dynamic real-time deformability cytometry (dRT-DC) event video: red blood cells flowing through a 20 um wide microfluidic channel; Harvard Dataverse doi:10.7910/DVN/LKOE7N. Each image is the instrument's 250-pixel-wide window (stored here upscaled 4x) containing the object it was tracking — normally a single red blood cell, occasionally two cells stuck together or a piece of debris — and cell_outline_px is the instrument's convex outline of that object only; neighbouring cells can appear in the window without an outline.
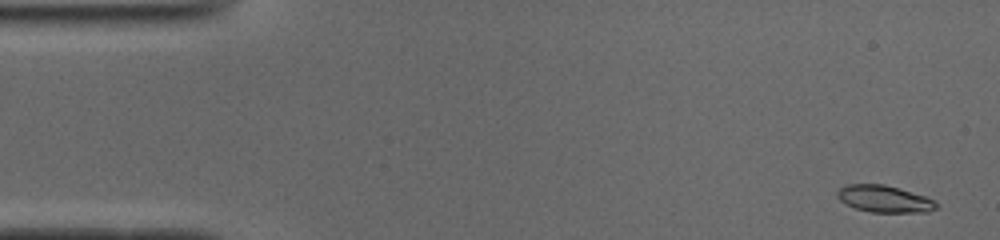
{"species": "common noctule bat (a hibernating species)", "species_latin": "Nyctalus noctula", "temperature_condition": "cold", "stored_images_in_passage": 51, "camera_frame_rate_fps": 3000, "um_per_image_px": 0.085, "animal": {"sex": "male", "body_mass_g": 19.0, "forearm_length_mm": 50.8}, "frame": {"image": 1, "passage_image": 1, "time_ms": 0.0, "image_size_px": [1000, 240], "cell_outline_px": [[936, 208], [928, 212], [872, 212], [856, 208], [844, 204], [836, 196], [836, 192], [840, 188], [848, 184], [884, 184], [924, 196], [932, 200], [936, 204]], "centroid_in_image_um": [75.1, 16.9], "position_along_channel_um": 9.9, "area_um2": 15.32}}
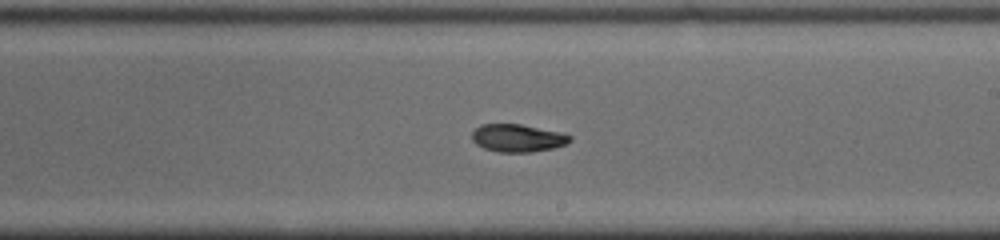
{"frame": {"image": 2, "passage_image": 28, "time_ms": 9.0, "image_size_px": [1000, 240], "cell_outline_px": [[572, 140], [564, 144], [552, 148], [532, 152], [496, 152], [484, 148], [476, 144], [472, 140], [472, 132], [480, 124], [520, 124], [556, 132], [572, 136]], "centroid_in_image_um": [43.94, 11.74], "position_along_channel_um": 245.1, "area_um2": 15.61}}
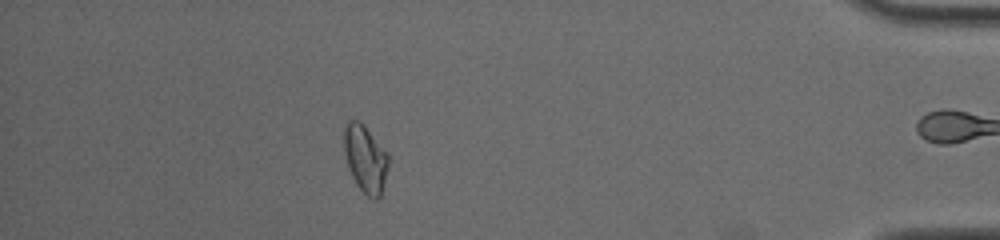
{"frame": {"image": 3, "passage_image": 44, "time_ms": 14.333, "image_size_px": [1000, 240], "cell_outline_px": [[388, 168], [380, 196], [376, 200], [368, 196], [356, 184], [348, 168], [344, 152], [344, 128], [348, 120], [356, 120], [364, 124], [388, 156]], "centroid_in_image_um": [31.03, 13.49], "position_along_channel_um": 404.2, "area_um2": 17.11}, "authors_computed_cell_mechanics": {"area_um2": 16.0684, "velocity_mm_per_s": 3.9253, "shape_relaxation_time_tau1_ms": 2.8137, "shape_relaxation_time_tau2_ms": null, "deformation_change_tau1": 0.1205, "deformation_change_tau2": null}}